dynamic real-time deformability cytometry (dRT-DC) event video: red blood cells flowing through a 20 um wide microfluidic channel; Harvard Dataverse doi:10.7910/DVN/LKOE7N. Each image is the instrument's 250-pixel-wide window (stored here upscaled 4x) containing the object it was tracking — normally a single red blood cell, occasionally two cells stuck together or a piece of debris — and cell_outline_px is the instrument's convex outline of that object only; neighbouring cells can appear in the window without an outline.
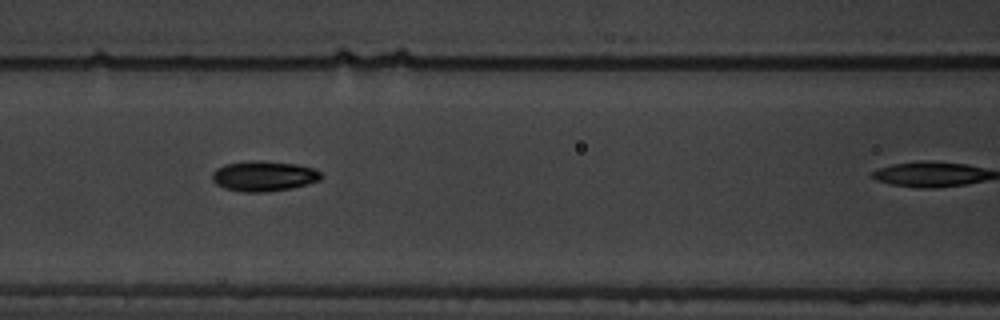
{"species": "common noctule bat (a hibernating species)", "species_latin": "Nyctalus noctula", "temperature_condition": "warm", "stored_images_in_passage": 8, "camera_frame_rate_fps": 3000, "um_per_image_px": 0.085, "animal": {"sex": "male", "body_mass_g": 19.5, "forearm_length_mm": 54.6}, "frame": {"image": 1, "passage_image": 7, "time_ms": 7.0, "image_size_px": [1000, 320], "cell_outline_px": [[324, 176], [320, 180], [292, 188], [268, 192], [244, 192], [224, 188], [216, 184], [212, 180], [212, 172], [216, 168], [224, 164], [256, 160], [260, 160], [296, 164], [316, 168]], "centroid_in_image_um": [22.43, 14.96], "position_along_channel_um": 144.2, "area_um2": 19.42}}